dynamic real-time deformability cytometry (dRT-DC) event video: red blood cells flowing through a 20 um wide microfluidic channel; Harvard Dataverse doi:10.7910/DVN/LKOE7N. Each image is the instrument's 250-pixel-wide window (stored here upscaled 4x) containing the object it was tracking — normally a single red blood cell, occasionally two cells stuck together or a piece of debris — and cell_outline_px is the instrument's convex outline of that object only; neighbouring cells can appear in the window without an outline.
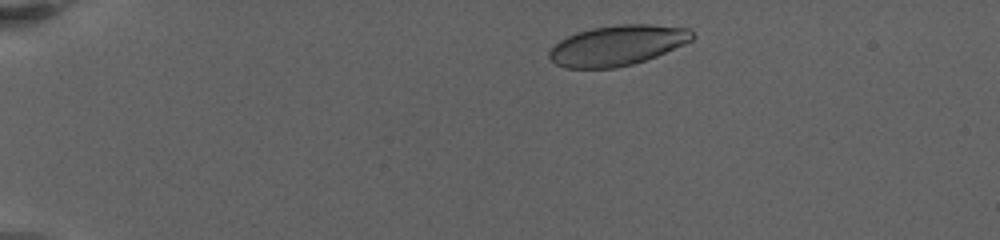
{"species": "human", "species_latin": "Homo sapiens", "temperature_condition": "warm", "stored_images_in_passage": 46, "camera_frame_rate_fps": 3000, "um_per_image_px": 0.085, "donor": {"sex": "female"}, "frame": {"image": 1, "passage_image": 4, "time_ms": 1.333, "image_size_px": [1000, 240], "cell_outline_px": [[696, 36], [692, 40], [684, 44], [656, 56], [632, 64], [616, 68], [564, 68], [556, 64], [548, 56], [548, 52], [560, 40], [576, 32], [592, 28], [616, 24], [652, 24], [688, 28]], "centroid_in_image_um": [52.47, 3.85], "position_along_channel_um": 32.5, "area_um2": 33.52}}
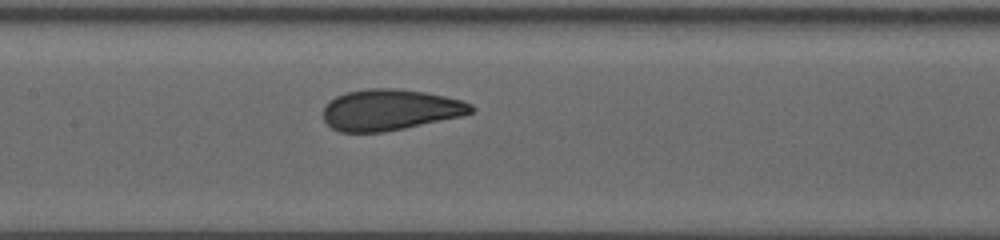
{"frame": {"image": 2, "passage_image": 20, "time_ms": 8.333, "image_size_px": [1000, 240], "cell_outline_px": [[476, 108], [472, 112], [460, 116], [404, 128], [384, 132], [340, 132], [332, 128], [324, 120], [324, 108], [328, 100], [336, 96], [348, 92], [368, 88], [396, 88], [424, 92], [464, 100], [472, 104]], "centroid_in_image_um": [33.15, 9.33], "position_along_channel_um": 174.2, "area_um2": 35.32}}
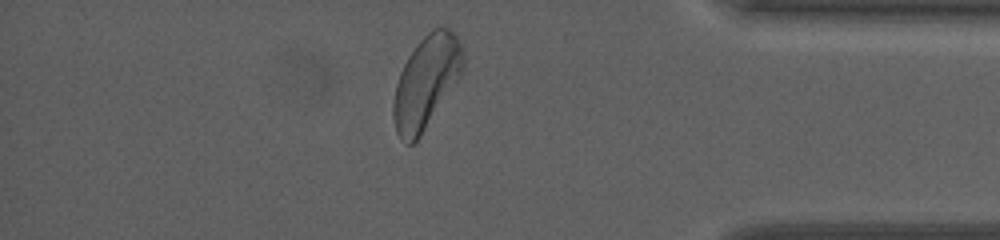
{"frame": {"image": 3, "passage_image": 40, "time_ms": 16.0, "image_size_px": [1000, 240], "cell_outline_px": [[464, 68], [460, 76], [420, 136], [412, 144], [408, 144], [400, 140], [396, 132], [392, 116], [392, 104], [396, 84], [400, 72], [408, 56], [416, 44], [428, 32], [436, 28], [448, 28], [460, 40], [464, 52]], "centroid_in_image_um": [36.21, 6.97], "position_along_channel_um": 399.0, "area_um2": 37.4}, "authors_computed_cell_mechanics": {"area_um2": 35.0557, "velocity_mm_per_s": 3.2229, "shape_relaxation_time_tau1_ms": 5.2939, "shape_relaxation_time_tau2_ms": null, "deformation_change_tau1": 0.1432, "deformation_change_tau2": null}}